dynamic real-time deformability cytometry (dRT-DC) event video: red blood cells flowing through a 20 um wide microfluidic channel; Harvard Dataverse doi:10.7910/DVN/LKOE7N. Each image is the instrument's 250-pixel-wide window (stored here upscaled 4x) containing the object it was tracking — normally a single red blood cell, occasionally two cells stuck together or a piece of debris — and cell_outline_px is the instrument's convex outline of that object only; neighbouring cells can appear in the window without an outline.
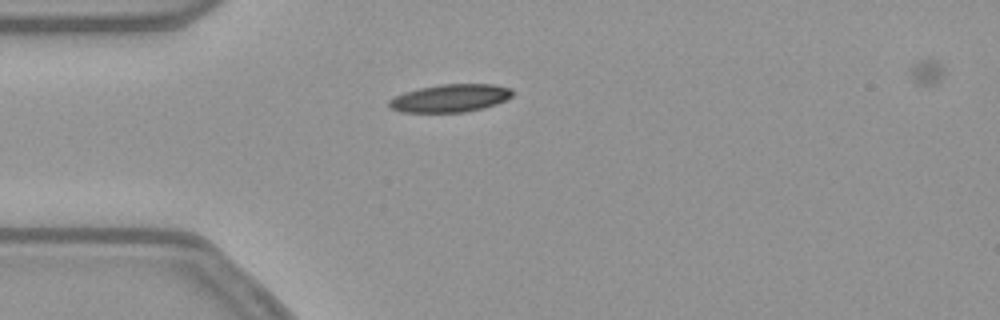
{"species": "common noctule bat (a hibernating species)", "species_latin": "Nyctalus noctula", "temperature_condition": "warm", "stored_images_in_passage": 41, "camera_frame_rate_fps": 3000, "um_per_image_px": 0.085, "animal": {"sex": "female", "body_mass_g": 21.9}, "frame": {"image": 1, "passage_image": 1, "time_ms": 0.0, "image_size_px": [1000, 320], "cell_outline_px": [[512, 96], [496, 104], [484, 108], [464, 112], [400, 112], [388, 108], [388, 100], [404, 92], [420, 88], [440, 84], [496, 84], [512, 88]], "centroid_in_image_um": [38.26, 8.34], "position_along_channel_um": 46.7, "area_um2": 20.11}}
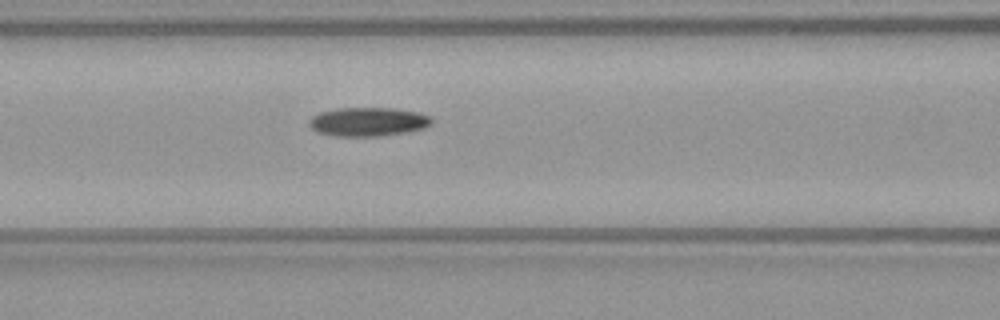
{"frame": {"image": 2, "passage_image": 9, "time_ms": 2.667, "image_size_px": [1000, 320], "cell_outline_px": [[432, 124], [424, 128], [408, 132], [380, 136], [332, 136], [316, 132], [308, 124], [308, 120], [312, 116], [320, 112], [336, 108], [392, 108], [420, 112], [432, 116]], "centroid_in_image_um": [31.29, 10.35], "position_along_channel_um": 135.3, "area_um2": 20.92}}
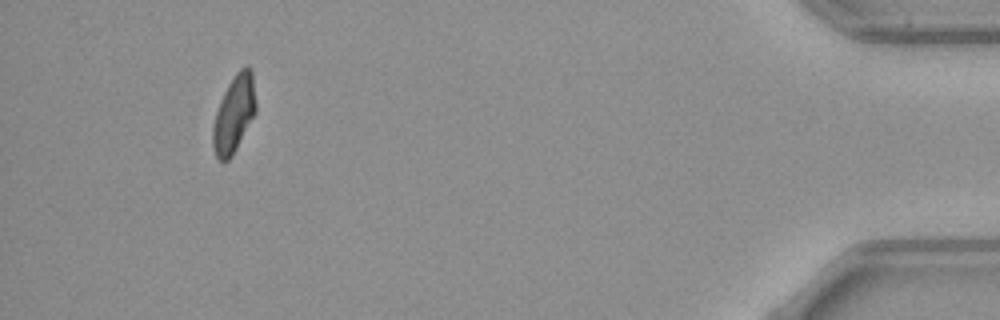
{"frame": {"image": 3, "passage_image": 37, "time_ms": 12.0, "image_size_px": [1000, 320], "cell_outline_px": [[256, 112], [232, 156], [228, 160], [220, 160], [216, 156], [212, 144], [212, 128], [216, 112], [220, 100], [228, 84], [236, 72], [244, 64], [248, 64], [252, 68], [256, 104]], "centroid_in_image_um": [19.9, 9.63], "position_along_channel_um": 415.3, "area_um2": 19.42}, "authors_computed_cell_mechanics": {"area_um2": 20.23, "velocity_mm_per_s": 3.8, "shape_relaxation_time_tau1_ms": 11.3832, "shape_relaxation_time_tau2_ms": null, "deformation_change_tau1": 0.2605, "deformation_change_tau2": null}}